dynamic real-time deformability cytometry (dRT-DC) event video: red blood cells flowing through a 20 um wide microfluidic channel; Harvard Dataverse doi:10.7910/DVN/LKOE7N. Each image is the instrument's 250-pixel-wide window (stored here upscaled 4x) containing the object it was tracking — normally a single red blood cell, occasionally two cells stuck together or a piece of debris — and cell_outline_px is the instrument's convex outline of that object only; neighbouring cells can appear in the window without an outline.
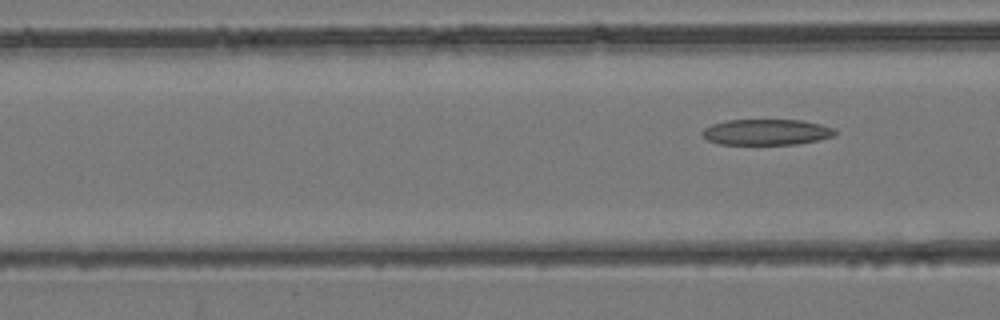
{"species": "common noctule bat (a hibernating species)", "species_latin": "Nyctalus noctula", "temperature_condition": "room temperature", "stored_images_in_passage": 5, "camera_frame_rate_fps": 3000, "um_per_image_px": 0.085, "animal": {"sex": "female", "body_mass_g": 24.6, "forearm_length_mm": 56.2}, "frame": {"image": 1, "passage_image": 5, "time_ms": 1.333, "image_size_px": [1000, 320], "cell_outline_px": [[836, 136], [820, 140], [796, 144], [716, 144], [708, 140], [700, 132], [704, 128], [712, 124], [728, 120], [800, 120], [820, 124], [836, 128]], "centroid_in_image_um": [65.18, 11.23], "position_along_channel_um": 101.4, "area_um2": 20.11}}